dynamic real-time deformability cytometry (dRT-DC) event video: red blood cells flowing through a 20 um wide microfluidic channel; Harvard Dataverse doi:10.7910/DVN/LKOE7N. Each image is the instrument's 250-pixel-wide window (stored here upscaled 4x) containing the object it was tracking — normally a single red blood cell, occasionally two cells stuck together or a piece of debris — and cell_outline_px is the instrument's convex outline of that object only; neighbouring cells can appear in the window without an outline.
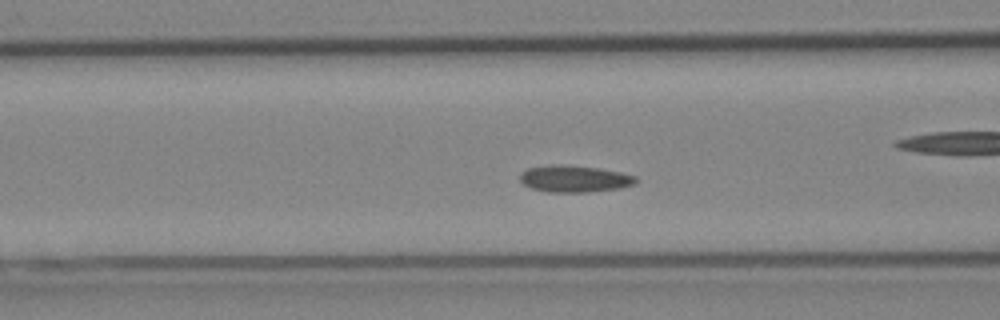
{"species": "Egyptian fruit bat (a non-hibernating species)", "species_latin": "Rousettus aegyptiacus", "temperature_condition": "cold", "stored_images_in_passage": 44, "camera_frame_rate_fps": 3000, "um_per_image_px": 0.085, "animal": {"sex": "female"}, "frame": {"image": 1, "passage_image": 13, "time_ms": 4.0, "image_size_px": [1000, 320], "cell_outline_px": [[636, 184], [620, 188], [588, 192], [548, 192], [532, 188], [524, 184], [520, 180], [520, 172], [528, 168], [556, 164], [596, 168], [620, 172], [636, 176]], "centroid_in_image_um": [48.82, 15.2], "position_along_channel_um": 117.8, "area_um2": 17.92}, "authors_computed_cell_mechanics": {"area_um2": 17.1666, "velocity_mm_per_s": 3.9806, "shape_relaxation_time_tau1_ms": 5.3227, "shape_relaxation_time_tau2_ms": null, "deformation_change_tau1": 0.1028, "deformation_change_tau2": null}}